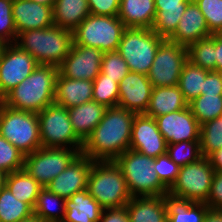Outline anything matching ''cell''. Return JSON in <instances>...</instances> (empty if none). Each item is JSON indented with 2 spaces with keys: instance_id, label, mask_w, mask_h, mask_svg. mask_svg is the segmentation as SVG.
<instances>
[{
  "instance_id": "74e56055",
  "label": "cell",
  "mask_w": 222,
  "mask_h": 222,
  "mask_svg": "<svg viewBox=\"0 0 222 222\" xmlns=\"http://www.w3.org/2000/svg\"><path fill=\"white\" fill-rule=\"evenodd\" d=\"M166 154L180 167L197 162L203 157L200 152V141L167 144Z\"/></svg>"
},
{
  "instance_id": "681fc988",
  "label": "cell",
  "mask_w": 222,
  "mask_h": 222,
  "mask_svg": "<svg viewBox=\"0 0 222 222\" xmlns=\"http://www.w3.org/2000/svg\"><path fill=\"white\" fill-rule=\"evenodd\" d=\"M208 159L216 172H222V148L213 152Z\"/></svg>"
},
{
  "instance_id": "d590c367",
  "label": "cell",
  "mask_w": 222,
  "mask_h": 222,
  "mask_svg": "<svg viewBox=\"0 0 222 222\" xmlns=\"http://www.w3.org/2000/svg\"><path fill=\"white\" fill-rule=\"evenodd\" d=\"M222 148V116L209 120L200 126V152L209 157Z\"/></svg>"
},
{
  "instance_id": "5bb4252c",
  "label": "cell",
  "mask_w": 222,
  "mask_h": 222,
  "mask_svg": "<svg viewBox=\"0 0 222 222\" xmlns=\"http://www.w3.org/2000/svg\"><path fill=\"white\" fill-rule=\"evenodd\" d=\"M103 54L98 48L72 44L69 55L58 66V73L70 79L94 81L100 74Z\"/></svg>"
},
{
  "instance_id": "7402d4cb",
  "label": "cell",
  "mask_w": 222,
  "mask_h": 222,
  "mask_svg": "<svg viewBox=\"0 0 222 222\" xmlns=\"http://www.w3.org/2000/svg\"><path fill=\"white\" fill-rule=\"evenodd\" d=\"M192 0H154L156 16L152 30L164 39H169Z\"/></svg>"
},
{
  "instance_id": "52a82bcc",
  "label": "cell",
  "mask_w": 222,
  "mask_h": 222,
  "mask_svg": "<svg viewBox=\"0 0 222 222\" xmlns=\"http://www.w3.org/2000/svg\"><path fill=\"white\" fill-rule=\"evenodd\" d=\"M125 29L118 16L89 14L73 31V44L98 48L103 53L117 51Z\"/></svg>"
},
{
  "instance_id": "9c48e42d",
  "label": "cell",
  "mask_w": 222,
  "mask_h": 222,
  "mask_svg": "<svg viewBox=\"0 0 222 222\" xmlns=\"http://www.w3.org/2000/svg\"><path fill=\"white\" fill-rule=\"evenodd\" d=\"M37 115L41 147L70 148L81 153L83 141L73 130L67 108L52 103Z\"/></svg>"
},
{
  "instance_id": "4dcf8cb0",
  "label": "cell",
  "mask_w": 222,
  "mask_h": 222,
  "mask_svg": "<svg viewBox=\"0 0 222 222\" xmlns=\"http://www.w3.org/2000/svg\"><path fill=\"white\" fill-rule=\"evenodd\" d=\"M65 200L43 187L38 195L33 215L45 222H61L65 215Z\"/></svg>"
},
{
  "instance_id": "3957f363",
  "label": "cell",
  "mask_w": 222,
  "mask_h": 222,
  "mask_svg": "<svg viewBox=\"0 0 222 222\" xmlns=\"http://www.w3.org/2000/svg\"><path fill=\"white\" fill-rule=\"evenodd\" d=\"M39 64L58 67L69 55L73 44V31L57 25L48 28L22 31L15 42Z\"/></svg>"
},
{
  "instance_id": "2e32d148",
  "label": "cell",
  "mask_w": 222,
  "mask_h": 222,
  "mask_svg": "<svg viewBox=\"0 0 222 222\" xmlns=\"http://www.w3.org/2000/svg\"><path fill=\"white\" fill-rule=\"evenodd\" d=\"M130 149L156 158L166 154L167 142L153 117L136 114L131 131Z\"/></svg>"
},
{
  "instance_id": "5b68a950",
  "label": "cell",
  "mask_w": 222,
  "mask_h": 222,
  "mask_svg": "<svg viewBox=\"0 0 222 222\" xmlns=\"http://www.w3.org/2000/svg\"><path fill=\"white\" fill-rule=\"evenodd\" d=\"M154 158L128 149L115 163L123 172L132 197L164 196L168 188L153 169Z\"/></svg>"
},
{
  "instance_id": "7a4b0ae2",
  "label": "cell",
  "mask_w": 222,
  "mask_h": 222,
  "mask_svg": "<svg viewBox=\"0 0 222 222\" xmlns=\"http://www.w3.org/2000/svg\"><path fill=\"white\" fill-rule=\"evenodd\" d=\"M58 67L39 64L31 75L12 89L1 101L8 107L39 113L54 103Z\"/></svg>"
},
{
  "instance_id": "d6986e66",
  "label": "cell",
  "mask_w": 222,
  "mask_h": 222,
  "mask_svg": "<svg viewBox=\"0 0 222 222\" xmlns=\"http://www.w3.org/2000/svg\"><path fill=\"white\" fill-rule=\"evenodd\" d=\"M12 16L17 35L22 31L48 28L54 25L53 6L31 0H13Z\"/></svg>"
},
{
  "instance_id": "816d5d0a",
  "label": "cell",
  "mask_w": 222,
  "mask_h": 222,
  "mask_svg": "<svg viewBox=\"0 0 222 222\" xmlns=\"http://www.w3.org/2000/svg\"><path fill=\"white\" fill-rule=\"evenodd\" d=\"M7 173L0 170V190L5 187Z\"/></svg>"
},
{
  "instance_id": "c3c4849f",
  "label": "cell",
  "mask_w": 222,
  "mask_h": 222,
  "mask_svg": "<svg viewBox=\"0 0 222 222\" xmlns=\"http://www.w3.org/2000/svg\"><path fill=\"white\" fill-rule=\"evenodd\" d=\"M215 71L222 70V34H215Z\"/></svg>"
},
{
  "instance_id": "ab89813d",
  "label": "cell",
  "mask_w": 222,
  "mask_h": 222,
  "mask_svg": "<svg viewBox=\"0 0 222 222\" xmlns=\"http://www.w3.org/2000/svg\"><path fill=\"white\" fill-rule=\"evenodd\" d=\"M203 13L209 32L222 34V0H193Z\"/></svg>"
},
{
  "instance_id": "4316f807",
  "label": "cell",
  "mask_w": 222,
  "mask_h": 222,
  "mask_svg": "<svg viewBox=\"0 0 222 222\" xmlns=\"http://www.w3.org/2000/svg\"><path fill=\"white\" fill-rule=\"evenodd\" d=\"M186 107H188V103L185 101L178 85L154 87L144 115L155 118Z\"/></svg>"
},
{
  "instance_id": "ac0fdd59",
  "label": "cell",
  "mask_w": 222,
  "mask_h": 222,
  "mask_svg": "<svg viewBox=\"0 0 222 222\" xmlns=\"http://www.w3.org/2000/svg\"><path fill=\"white\" fill-rule=\"evenodd\" d=\"M152 89L147 75L129 71L119 83L118 106L136 114H144Z\"/></svg>"
},
{
  "instance_id": "8fae6325",
  "label": "cell",
  "mask_w": 222,
  "mask_h": 222,
  "mask_svg": "<svg viewBox=\"0 0 222 222\" xmlns=\"http://www.w3.org/2000/svg\"><path fill=\"white\" fill-rule=\"evenodd\" d=\"M79 153L70 148L41 147L25 155L24 169L42 187H46Z\"/></svg>"
},
{
  "instance_id": "f1b7e54d",
  "label": "cell",
  "mask_w": 222,
  "mask_h": 222,
  "mask_svg": "<svg viewBox=\"0 0 222 222\" xmlns=\"http://www.w3.org/2000/svg\"><path fill=\"white\" fill-rule=\"evenodd\" d=\"M90 14L87 0H55L53 22L60 28L74 31Z\"/></svg>"
},
{
  "instance_id": "7dc6e473",
  "label": "cell",
  "mask_w": 222,
  "mask_h": 222,
  "mask_svg": "<svg viewBox=\"0 0 222 222\" xmlns=\"http://www.w3.org/2000/svg\"><path fill=\"white\" fill-rule=\"evenodd\" d=\"M99 222H130L126 206L103 209Z\"/></svg>"
},
{
  "instance_id": "83f0119b",
  "label": "cell",
  "mask_w": 222,
  "mask_h": 222,
  "mask_svg": "<svg viewBox=\"0 0 222 222\" xmlns=\"http://www.w3.org/2000/svg\"><path fill=\"white\" fill-rule=\"evenodd\" d=\"M167 206V222H203L210 209L205 203H195L184 198L164 195Z\"/></svg>"
},
{
  "instance_id": "7c38bea8",
  "label": "cell",
  "mask_w": 222,
  "mask_h": 222,
  "mask_svg": "<svg viewBox=\"0 0 222 222\" xmlns=\"http://www.w3.org/2000/svg\"><path fill=\"white\" fill-rule=\"evenodd\" d=\"M187 60V46L164 39L147 74L153 88L178 85L183 65Z\"/></svg>"
},
{
  "instance_id": "bcb514c9",
  "label": "cell",
  "mask_w": 222,
  "mask_h": 222,
  "mask_svg": "<svg viewBox=\"0 0 222 222\" xmlns=\"http://www.w3.org/2000/svg\"><path fill=\"white\" fill-rule=\"evenodd\" d=\"M222 94V80L218 71H209L204 80L201 94Z\"/></svg>"
},
{
  "instance_id": "cb8c5ba5",
  "label": "cell",
  "mask_w": 222,
  "mask_h": 222,
  "mask_svg": "<svg viewBox=\"0 0 222 222\" xmlns=\"http://www.w3.org/2000/svg\"><path fill=\"white\" fill-rule=\"evenodd\" d=\"M130 222H165L167 206L164 196L132 197L126 204Z\"/></svg>"
},
{
  "instance_id": "f546056e",
  "label": "cell",
  "mask_w": 222,
  "mask_h": 222,
  "mask_svg": "<svg viewBox=\"0 0 222 222\" xmlns=\"http://www.w3.org/2000/svg\"><path fill=\"white\" fill-rule=\"evenodd\" d=\"M5 186L12 195L21 202L27 203L32 209H34L38 195L43 188L24 168L7 174Z\"/></svg>"
},
{
  "instance_id": "11a10c76",
  "label": "cell",
  "mask_w": 222,
  "mask_h": 222,
  "mask_svg": "<svg viewBox=\"0 0 222 222\" xmlns=\"http://www.w3.org/2000/svg\"><path fill=\"white\" fill-rule=\"evenodd\" d=\"M6 45L7 44L3 40L0 39V57Z\"/></svg>"
},
{
  "instance_id": "603a6c76",
  "label": "cell",
  "mask_w": 222,
  "mask_h": 222,
  "mask_svg": "<svg viewBox=\"0 0 222 222\" xmlns=\"http://www.w3.org/2000/svg\"><path fill=\"white\" fill-rule=\"evenodd\" d=\"M102 210L85 189L65 200V215L61 222H99Z\"/></svg>"
},
{
  "instance_id": "8d00e7d4",
  "label": "cell",
  "mask_w": 222,
  "mask_h": 222,
  "mask_svg": "<svg viewBox=\"0 0 222 222\" xmlns=\"http://www.w3.org/2000/svg\"><path fill=\"white\" fill-rule=\"evenodd\" d=\"M93 100L106 107L118 106L119 84L105 74H100L93 81Z\"/></svg>"
},
{
  "instance_id": "30bf717a",
  "label": "cell",
  "mask_w": 222,
  "mask_h": 222,
  "mask_svg": "<svg viewBox=\"0 0 222 222\" xmlns=\"http://www.w3.org/2000/svg\"><path fill=\"white\" fill-rule=\"evenodd\" d=\"M214 173L208 157L181 166L168 193L195 203H206Z\"/></svg>"
},
{
  "instance_id": "f5cc1de1",
  "label": "cell",
  "mask_w": 222,
  "mask_h": 222,
  "mask_svg": "<svg viewBox=\"0 0 222 222\" xmlns=\"http://www.w3.org/2000/svg\"><path fill=\"white\" fill-rule=\"evenodd\" d=\"M33 2L39 3V4H43V5H49V6H53L55 0H31Z\"/></svg>"
},
{
  "instance_id": "db71d44e",
  "label": "cell",
  "mask_w": 222,
  "mask_h": 222,
  "mask_svg": "<svg viewBox=\"0 0 222 222\" xmlns=\"http://www.w3.org/2000/svg\"><path fill=\"white\" fill-rule=\"evenodd\" d=\"M20 222H45L43 220H41L39 217L32 215L30 218H27L25 220H22Z\"/></svg>"
},
{
  "instance_id": "9f6ffc18",
  "label": "cell",
  "mask_w": 222,
  "mask_h": 222,
  "mask_svg": "<svg viewBox=\"0 0 222 222\" xmlns=\"http://www.w3.org/2000/svg\"><path fill=\"white\" fill-rule=\"evenodd\" d=\"M219 72V75L221 77V80H222V70L218 71Z\"/></svg>"
},
{
  "instance_id": "ffe728a7",
  "label": "cell",
  "mask_w": 222,
  "mask_h": 222,
  "mask_svg": "<svg viewBox=\"0 0 222 222\" xmlns=\"http://www.w3.org/2000/svg\"><path fill=\"white\" fill-rule=\"evenodd\" d=\"M205 17L192 0L186 7L175 33L169 40L188 46L189 44L210 37Z\"/></svg>"
},
{
  "instance_id": "e575fe53",
  "label": "cell",
  "mask_w": 222,
  "mask_h": 222,
  "mask_svg": "<svg viewBox=\"0 0 222 222\" xmlns=\"http://www.w3.org/2000/svg\"><path fill=\"white\" fill-rule=\"evenodd\" d=\"M188 106L201 125L222 116V94H201Z\"/></svg>"
},
{
  "instance_id": "4fadbf2b",
  "label": "cell",
  "mask_w": 222,
  "mask_h": 222,
  "mask_svg": "<svg viewBox=\"0 0 222 222\" xmlns=\"http://www.w3.org/2000/svg\"><path fill=\"white\" fill-rule=\"evenodd\" d=\"M39 63L15 43L7 44L0 57V101L25 78Z\"/></svg>"
},
{
  "instance_id": "836d02e7",
  "label": "cell",
  "mask_w": 222,
  "mask_h": 222,
  "mask_svg": "<svg viewBox=\"0 0 222 222\" xmlns=\"http://www.w3.org/2000/svg\"><path fill=\"white\" fill-rule=\"evenodd\" d=\"M215 34L187 46V58L192 64L215 71Z\"/></svg>"
},
{
  "instance_id": "7bdbcfd3",
  "label": "cell",
  "mask_w": 222,
  "mask_h": 222,
  "mask_svg": "<svg viewBox=\"0 0 222 222\" xmlns=\"http://www.w3.org/2000/svg\"><path fill=\"white\" fill-rule=\"evenodd\" d=\"M180 166L172 161L167 154L154 158L153 169L160 181L169 189L175 182Z\"/></svg>"
},
{
  "instance_id": "6da1fadb",
  "label": "cell",
  "mask_w": 222,
  "mask_h": 222,
  "mask_svg": "<svg viewBox=\"0 0 222 222\" xmlns=\"http://www.w3.org/2000/svg\"><path fill=\"white\" fill-rule=\"evenodd\" d=\"M135 115L120 106L107 107L102 120L83 142L81 153L93 161H115L130 149Z\"/></svg>"
},
{
  "instance_id": "f6af8a7d",
  "label": "cell",
  "mask_w": 222,
  "mask_h": 222,
  "mask_svg": "<svg viewBox=\"0 0 222 222\" xmlns=\"http://www.w3.org/2000/svg\"><path fill=\"white\" fill-rule=\"evenodd\" d=\"M205 204L210 209H222V172L215 171Z\"/></svg>"
},
{
  "instance_id": "484cf974",
  "label": "cell",
  "mask_w": 222,
  "mask_h": 222,
  "mask_svg": "<svg viewBox=\"0 0 222 222\" xmlns=\"http://www.w3.org/2000/svg\"><path fill=\"white\" fill-rule=\"evenodd\" d=\"M155 16L154 0H120L118 18L126 28L152 29Z\"/></svg>"
},
{
  "instance_id": "277c9868",
  "label": "cell",
  "mask_w": 222,
  "mask_h": 222,
  "mask_svg": "<svg viewBox=\"0 0 222 222\" xmlns=\"http://www.w3.org/2000/svg\"><path fill=\"white\" fill-rule=\"evenodd\" d=\"M87 189L103 209L124 207L132 198L123 172L115 161H94Z\"/></svg>"
},
{
  "instance_id": "9a60e30c",
  "label": "cell",
  "mask_w": 222,
  "mask_h": 222,
  "mask_svg": "<svg viewBox=\"0 0 222 222\" xmlns=\"http://www.w3.org/2000/svg\"><path fill=\"white\" fill-rule=\"evenodd\" d=\"M158 130L167 144L200 141V124L190 107L155 117Z\"/></svg>"
},
{
  "instance_id": "ee69618b",
  "label": "cell",
  "mask_w": 222,
  "mask_h": 222,
  "mask_svg": "<svg viewBox=\"0 0 222 222\" xmlns=\"http://www.w3.org/2000/svg\"><path fill=\"white\" fill-rule=\"evenodd\" d=\"M89 12L97 16H118L120 0H87Z\"/></svg>"
},
{
  "instance_id": "d6a6232c",
  "label": "cell",
  "mask_w": 222,
  "mask_h": 222,
  "mask_svg": "<svg viewBox=\"0 0 222 222\" xmlns=\"http://www.w3.org/2000/svg\"><path fill=\"white\" fill-rule=\"evenodd\" d=\"M33 215V209L18 200L5 186L0 190V222H20Z\"/></svg>"
},
{
  "instance_id": "ba28073f",
  "label": "cell",
  "mask_w": 222,
  "mask_h": 222,
  "mask_svg": "<svg viewBox=\"0 0 222 222\" xmlns=\"http://www.w3.org/2000/svg\"><path fill=\"white\" fill-rule=\"evenodd\" d=\"M163 40L152 29L126 28L117 52L126 61L131 72L147 75Z\"/></svg>"
},
{
  "instance_id": "60d3db41",
  "label": "cell",
  "mask_w": 222,
  "mask_h": 222,
  "mask_svg": "<svg viewBox=\"0 0 222 222\" xmlns=\"http://www.w3.org/2000/svg\"><path fill=\"white\" fill-rule=\"evenodd\" d=\"M129 71L126 61L117 51L103 54L100 72L108 78L115 80L119 84Z\"/></svg>"
},
{
  "instance_id": "f35d334b",
  "label": "cell",
  "mask_w": 222,
  "mask_h": 222,
  "mask_svg": "<svg viewBox=\"0 0 222 222\" xmlns=\"http://www.w3.org/2000/svg\"><path fill=\"white\" fill-rule=\"evenodd\" d=\"M25 155L0 135V170L7 174L24 168Z\"/></svg>"
},
{
  "instance_id": "e0dca14e",
  "label": "cell",
  "mask_w": 222,
  "mask_h": 222,
  "mask_svg": "<svg viewBox=\"0 0 222 222\" xmlns=\"http://www.w3.org/2000/svg\"><path fill=\"white\" fill-rule=\"evenodd\" d=\"M93 162L88 156L79 153L46 188L65 199L70 198L76 192L87 189L88 175Z\"/></svg>"
},
{
  "instance_id": "b9f144b4",
  "label": "cell",
  "mask_w": 222,
  "mask_h": 222,
  "mask_svg": "<svg viewBox=\"0 0 222 222\" xmlns=\"http://www.w3.org/2000/svg\"><path fill=\"white\" fill-rule=\"evenodd\" d=\"M12 7L13 0H0V39L6 44L15 43L17 39Z\"/></svg>"
},
{
  "instance_id": "f907efd6",
  "label": "cell",
  "mask_w": 222,
  "mask_h": 222,
  "mask_svg": "<svg viewBox=\"0 0 222 222\" xmlns=\"http://www.w3.org/2000/svg\"><path fill=\"white\" fill-rule=\"evenodd\" d=\"M203 222H222V209H209Z\"/></svg>"
},
{
  "instance_id": "44dd1931",
  "label": "cell",
  "mask_w": 222,
  "mask_h": 222,
  "mask_svg": "<svg viewBox=\"0 0 222 222\" xmlns=\"http://www.w3.org/2000/svg\"><path fill=\"white\" fill-rule=\"evenodd\" d=\"M92 93L93 81L70 79L58 73L54 103L69 109L93 100Z\"/></svg>"
},
{
  "instance_id": "1f68e13d",
  "label": "cell",
  "mask_w": 222,
  "mask_h": 222,
  "mask_svg": "<svg viewBox=\"0 0 222 222\" xmlns=\"http://www.w3.org/2000/svg\"><path fill=\"white\" fill-rule=\"evenodd\" d=\"M208 72V70L194 65L188 60L184 63L179 77L178 87L188 104L201 95L204 80Z\"/></svg>"
},
{
  "instance_id": "8992f818",
  "label": "cell",
  "mask_w": 222,
  "mask_h": 222,
  "mask_svg": "<svg viewBox=\"0 0 222 222\" xmlns=\"http://www.w3.org/2000/svg\"><path fill=\"white\" fill-rule=\"evenodd\" d=\"M0 135L24 155L41 148L37 113L17 110L0 101Z\"/></svg>"
},
{
  "instance_id": "d4e9b609",
  "label": "cell",
  "mask_w": 222,
  "mask_h": 222,
  "mask_svg": "<svg viewBox=\"0 0 222 222\" xmlns=\"http://www.w3.org/2000/svg\"><path fill=\"white\" fill-rule=\"evenodd\" d=\"M106 109L94 100L68 109L73 130L83 142L102 120Z\"/></svg>"
}]
</instances>
